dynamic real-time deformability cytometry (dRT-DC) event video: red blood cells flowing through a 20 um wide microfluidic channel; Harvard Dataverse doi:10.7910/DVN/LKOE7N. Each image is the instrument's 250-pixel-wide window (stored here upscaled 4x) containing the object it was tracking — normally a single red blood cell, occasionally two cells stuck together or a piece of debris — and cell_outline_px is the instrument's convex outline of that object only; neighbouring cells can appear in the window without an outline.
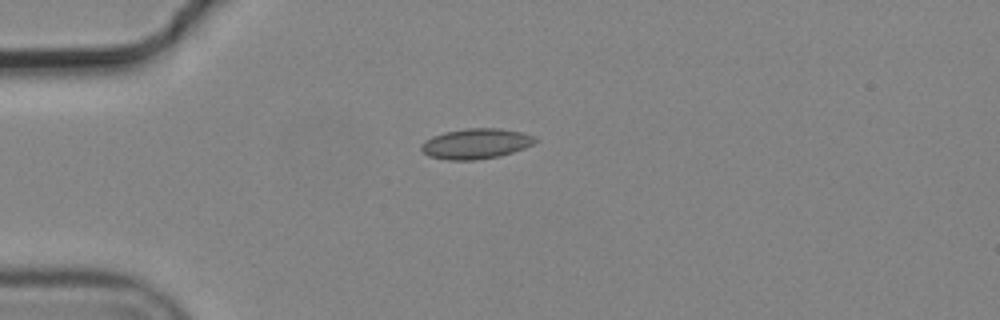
{"species": "common noctule bat (a hibernating species)", "species_latin": "Nyctalus noctula", "temperature_condition": "cold", "stored_images_in_passage": 6, "camera_frame_rate_fps": 3000, "um_per_image_px": 0.085, "animal": {"sex": "male", "body_mass_g": 19.2, "forearm_length_mm": 51.8}, "frame": {"image": 1, "passage_image": 6, "time_ms": 1.667, "image_size_px": [1000, 320], "cell_outline_px": [[536, 140], [532, 144], [524, 148], [500, 156], [476, 160], [448, 160], [428, 156], [420, 148], [420, 144], [424, 140], [432, 136], [444, 132], [464, 128], [500, 128], [520, 132], [536, 136]], "centroid_in_image_um": [40.41, 12.21], "position_along_channel_um": 44.6, "area_um2": 20.23}}